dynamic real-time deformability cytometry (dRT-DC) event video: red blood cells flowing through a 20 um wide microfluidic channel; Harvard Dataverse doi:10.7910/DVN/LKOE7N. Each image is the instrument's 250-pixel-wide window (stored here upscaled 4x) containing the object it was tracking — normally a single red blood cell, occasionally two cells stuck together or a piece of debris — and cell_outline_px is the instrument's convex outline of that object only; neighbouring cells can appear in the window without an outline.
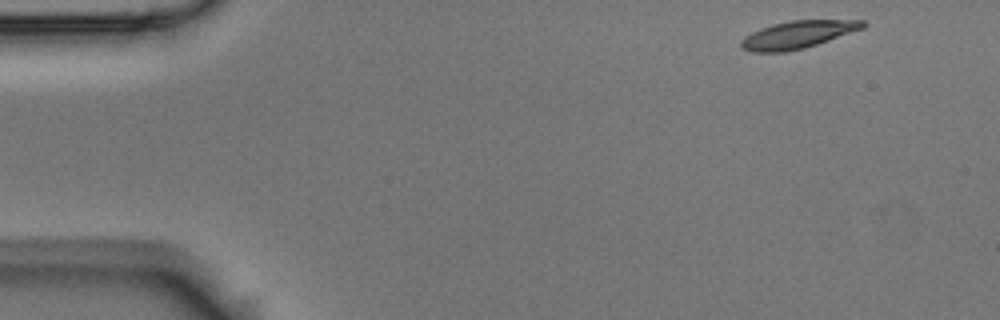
{"species": "Egyptian fruit bat (a non-hibernating species)", "species_latin": "Rousettus aegyptiacus", "temperature_condition": "room temperature", "stored_images_in_passage": 3, "camera_frame_rate_fps": 3000, "um_per_image_px": 0.085, "animal": {"sex": "male"}, "frame": {"image": 1, "passage_image": 1, "time_ms": 0.0, "image_size_px": [1000, 320], "cell_outline_px": [[864, 28], [804, 48], [784, 52], [748, 52], [740, 48], [740, 40], [752, 32], [760, 28], [772, 24], [792, 20], [864, 20]], "centroid_in_image_um": [67.74, 2.95], "position_along_channel_um": 17.3, "area_um2": 19.42}}
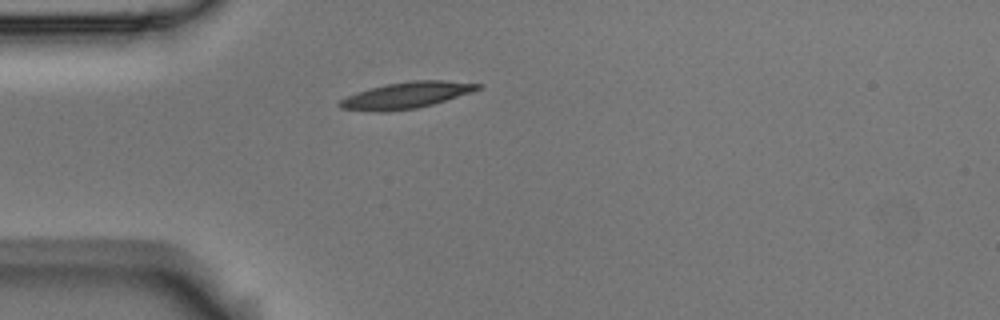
{"frame": {"image": 2, "passage_image": 3, "time_ms": 0.667, "image_size_px": [1000, 320], "cell_outline_px": [[484, 84], [480, 88], [472, 92], [432, 104], [416, 108], [388, 112], [380, 112], [340, 108], [336, 104], [340, 100], [356, 92], [388, 84], [412, 80], [444, 80]], "centroid_in_image_um": [34.54, 8.1], "position_along_channel_um": 50.5, "area_um2": 21.04}}